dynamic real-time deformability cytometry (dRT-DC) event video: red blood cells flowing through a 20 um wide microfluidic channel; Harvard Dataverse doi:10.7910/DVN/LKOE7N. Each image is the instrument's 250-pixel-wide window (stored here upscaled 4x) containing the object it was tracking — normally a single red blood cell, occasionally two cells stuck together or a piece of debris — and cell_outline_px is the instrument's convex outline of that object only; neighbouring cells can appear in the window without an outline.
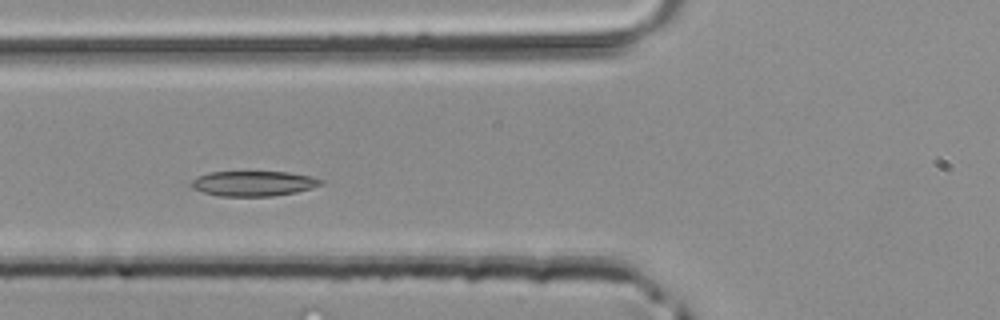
{"species": "common noctule bat (a hibernating species)", "species_latin": "Nyctalus noctula", "temperature_condition": "room temperature", "stored_images_in_passage": 40, "camera_frame_rate_fps": 3000, "um_per_image_px": 0.085, "animal": {"sex": "male", "body_mass_g": 20.4}, "frame": {"image": 1, "passage_image": 12, "time_ms": 3.667, "image_size_px": [1000, 320], "cell_outline_px": [[324, 184], [312, 188], [296, 192], [272, 196], [220, 196], [204, 192], [192, 188], [188, 184], [192, 180], [208, 172], [288, 172], [312, 176], [324, 180]], "centroid_in_image_um": [21.57, 15.59], "position_along_channel_um": 104.2, "area_um2": 19.02}}
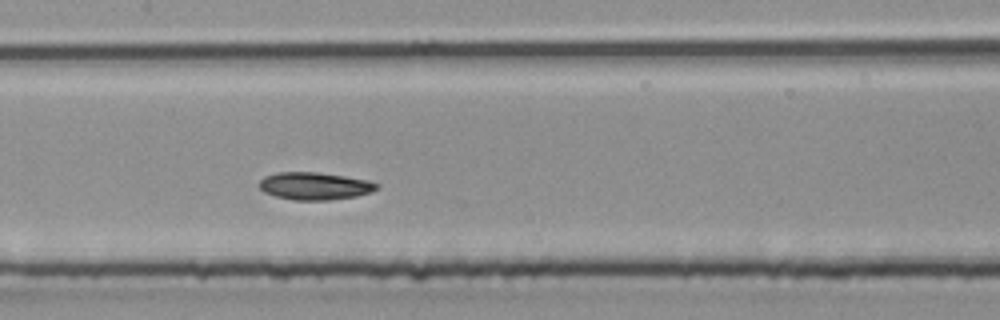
{"frame": {"image": 2, "passage_image": 17, "time_ms": 5.333, "image_size_px": [1000, 320], "cell_outline_px": [[380, 184], [372, 192], [356, 196], [328, 200], [292, 200], [276, 196], [264, 192], [260, 188], [260, 180], [264, 176], [276, 172], [316, 172], [344, 176], [368, 180]], "centroid_in_image_um": [26.74, 15.81], "position_along_channel_um": 180.7, "area_um2": 18.79}}
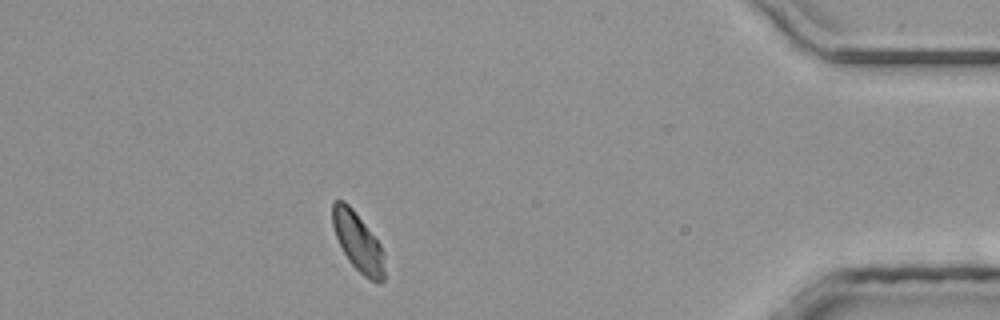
{"frame": {"image": 3, "passage_image": 35, "time_ms": 11.333, "image_size_px": [1000, 320], "cell_outline_px": [[384, 280], [380, 284], [368, 280], [348, 260], [336, 236], [332, 224], [332, 200], [344, 200], [352, 208], [380, 244], [384, 268]], "centroid_in_image_um": [30.4, 20.56], "position_along_channel_um": 404.8, "area_um2": 17.51}}